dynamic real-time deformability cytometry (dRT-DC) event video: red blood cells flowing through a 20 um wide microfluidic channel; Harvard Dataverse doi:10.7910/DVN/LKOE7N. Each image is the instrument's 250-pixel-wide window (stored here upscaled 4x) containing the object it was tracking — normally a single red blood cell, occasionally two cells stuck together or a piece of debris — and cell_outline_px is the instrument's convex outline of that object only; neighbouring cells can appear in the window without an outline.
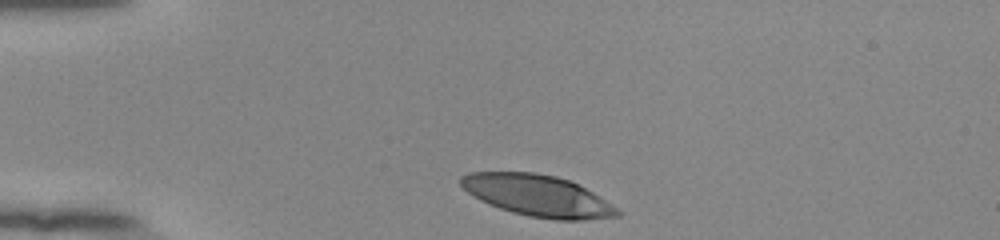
{"species": "human", "species_latin": "Homo sapiens", "temperature_condition": "room temperature", "stored_images_in_passage": 33, "camera_frame_rate_fps": 3000, "um_per_image_px": 0.085, "donor": {"sex": "female"}, "frame": {"image": 1, "passage_image": 1, "time_ms": 0.0, "image_size_px": [1000, 240], "cell_outline_px": [[624, 212], [620, 216], [584, 220], [556, 220], [528, 216], [512, 212], [488, 204], [480, 200], [468, 192], [460, 184], [460, 176], [468, 172], [536, 172], [556, 176], [568, 180], [592, 192]], "centroid_in_image_um": [45.7, 16.63], "position_along_channel_um": 39.3, "area_um2": 37.74}}
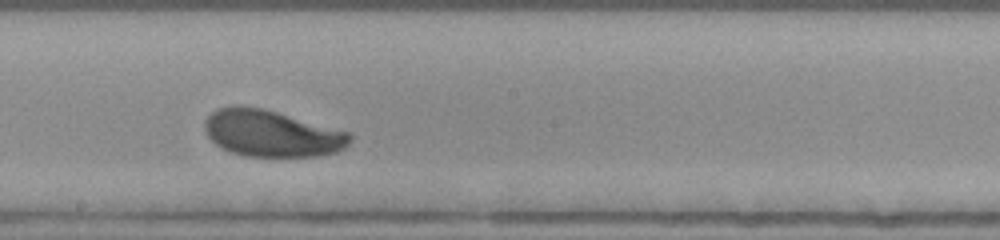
{"frame": {"image": 2, "passage_image": 19, "time_ms": 6.0, "image_size_px": [1000, 240], "cell_outline_px": [[352, 140], [344, 148], [336, 152], [316, 156], [244, 156], [232, 152], [216, 144], [208, 136], [204, 128], [204, 120], [216, 108], [232, 104], [264, 108], [348, 132], [352, 136]], "centroid_in_image_um": [23.05, 11.32], "position_along_channel_um": 225.1, "area_um2": 39.42}}
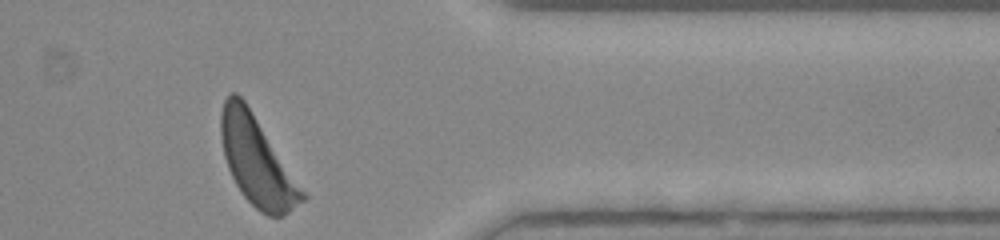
{"frame": {"image": 3, "passage_image": 33, "time_ms": 10.667, "image_size_px": [1000, 240], "cell_outline_px": [[308, 196], [304, 200], [284, 216], [268, 216], [260, 212], [244, 196], [236, 184], [228, 168], [224, 156], [220, 136], [220, 112], [224, 100], [232, 92], [236, 92], [244, 100]], "centroid_in_image_um": [21.82, 13.7], "position_along_channel_um": 389.6, "area_um2": 41.5}, "authors_computed_cell_mechanics": {"area_um2": 39.6508, "velocity_mm_per_s": 3.8234, "shape_relaxation_time_tau1_ms": 1.6131, "shape_relaxation_time_tau2_ms": null, "deformation_change_tau1": 0.1266, "deformation_change_tau2": null}}